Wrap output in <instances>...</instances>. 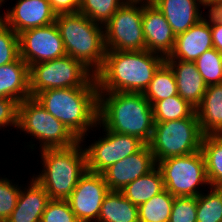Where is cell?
Segmentation results:
<instances>
[{
    "label": "cell",
    "instance_id": "17",
    "mask_svg": "<svg viewBox=\"0 0 222 222\" xmlns=\"http://www.w3.org/2000/svg\"><path fill=\"white\" fill-rule=\"evenodd\" d=\"M211 48L213 44L210 25L200 20L186 32L176 35L174 49L165 60L195 62Z\"/></svg>",
    "mask_w": 222,
    "mask_h": 222
},
{
    "label": "cell",
    "instance_id": "23",
    "mask_svg": "<svg viewBox=\"0 0 222 222\" xmlns=\"http://www.w3.org/2000/svg\"><path fill=\"white\" fill-rule=\"evenodd\" d=\"M97 222H139L138 206L121 191H109L103 199Z\"/></svg>",
    "mask_w": 222,
    "mask_h": 222
},
{
    "label": "cell",
    "instance_id": "35",
    "mask_svg": "<svg viewBox=\"0 0 222 222\" xmlns=\"http://www.w3.org/2000/svg\"><path fill=\"white\" fill-rule=\"evenodd\" d=\"M41 222H79L67 200L51 199L44 210Z\"/></svg>",
    "mask_w": 222,
    "mask_h": 222
},
{
    "label": "cell",
    "instance_id": "22",
    "mask_svg": "<svg viewBox=\"0 0 222 222\" xmlns=\"http://www.w3.org/2000/svg\"><path fill=\"white\" fill-rule=\"evenodd\" d=\"M196 114L204 136L222 135V83L207 86Z\"/></svg>",
    "mask_w": 222,
    "mask_h": 222
},
{
    "label": "cell",
    "instance_id": "1",
    "mask_svg": "<svg viewBox=\"0 0 222 222\" xmlns=\"http://www.w3.org/2000/svg\"><path fill=\"white\" fill-rule=\"evenodd\" d=\"M164 61L148 50L106 51L103 66L95 74L98 92L144 93Z\"/></svg>",
    "mask_w": 222,
    "mask_h": 222
},
{
    "label": "cell",
    "instance_id": "16",
    "mask_svg": "<svg viewBox=\"0 0 222 222\" xmlns=\"http://www.w3.org/2000/svg\"><path fill=\"white\" fill-rule=\"evenodd\" d=\"M142 27L146 50L168 57L174 49L176 35L155 4L143 5Z\"/></svg>",
    "mask_w": 222,
    "mask_h": 222
},
{
    "label": "cell",
    "instance_id": "21",
    "mask_svg": "<svg viewBox=\"0 0 222 222\" xmlns=\"http://www.w3.org/2000/svg\"><path fill=\"white\" fill-rule=\"evenodd\" d=\"M0 97L14 99L18 103L31 97L29 66L21 57L0 66Z\"/></svg>",
    "mask_w": 222,
    "mask_h": 222
},
{
    "label": "cell",
    "instance_id": "8",
    "mask_svg": "<svg viewBox=\"0 0 222 222\" xmlns=\"http://www.w3.org/2000/svg\"><path fill=\"white\" fill-rule=\"evenodd\" d=\"M30 94L48 89L98 87L95 75L69 55L29 67Z\"/></svg>",
    "mask_w": 222,
    "mask_h": 222
},
{
    "label": "cell",
    "instance_id": "27",
    "mask_svg": "<svg viewBox=\"0 0 222 222\" xmlns=\"http://www.w3.org/2000/svg\"><path fill=\"white\" fill-rule=\"evenodd\" d=\"M174 196L166 189L138 206L139 222H169Z\"/></svg>",
    "mask_w": 222,
    "mask_h": 222
},
{
    "label": "cell",
    "instance_id": "28",
    "mask_svg": "<svg viewBox=\"0 0 222 222\" xmlns=\"http://www.w3.org/2000/svg\"><path fill=\"white\" fill-rule=\"evenodd\" d=\"M154 123L191 117L196 109L179 95L157 101L152 105Z\"/></svg>",
    "mask_w": 222,
    "mask_h": 222
},
{
    "label": "cell",
    "instance_id": "37",
    "mask_svg": "<svg viewBox=\"0 0 222 222\" xmlns=\"http://www.w3.org/2000/svg\"><path fill=\"white\" fill-rule=\"evenodd\" d=\"M201 7H203L201 9V21H204L210 26L222 23V0L201 2ZM204 10H207V12H204ZM202 12H204V14Z\"/></svg>",
    "mask_w": 222,
    "mask_h": 222
},
{
    "label": "cell",
    "instance_id": "2",
    "mask_svg": "<svg viewBox=\"0 0 222 222\" xmlns=\"http://www.w3.org/2000/svg\"><path fill=\"white\" fill-rule=\"evenodd\" d=\"M98 122L148 145L154 129L152 105L143 93L98 92Z\"/></svg>",
    "mask_w": 222,
    "mask_h": 222
},
{
    "label": "cell",
    "instance_id": "15",
    "mask_svg": "<svg viewBox=\"0 0 222 222\" xmlns=\"http://www.w3.org/2000/svg\"><path fill=\"white\" fill-rule=\"evenodd\" d=\"M156 166L149 145L111 165L101 174L109 191H122L129 183L147 174Z\"/></svg>",
    "mask_w": 222,
    "mask_h": 222
},
{
    "label": "cell",
    "instance_id": "9",
    "mask_svg": "<svg viewBox=\"0 0 222 222\" xmlns=\"http://www.w3.org/2000/svg\"><path fill=\"white\" fill-rule=\"evenodd\" d=\"M156 166L162 174L165 189L174 197H198L206 191V186L210 187L201 150L167 158Z\"/></svg>",
    "mask_w": 222,
    "mask_h": 222
},
{
    "label": "cell",
    "instance_id": "12",
    "mask_svg": "<svg viewBox=\"0 0 222 222\" xmlns=\"http://www.w3.org/2000/svg\"><path fill=\"white\" fill-rule=\"evenodd\" d=\"M20 57L30 67L66 55L56 23L25 30L19 34Z\"/></svg>",
    "mask_w": 222,
    "mask_h": 222
},
{
    "label": "cell",
    "instance_id": "34",
    "mask_svg": "<svg viewBox=\"0 0 222 222\" xmlns=\"http://www.w3.org/2000/svg\"><path fill=\"white\" fill-rule=\"evenodd\" d=\"M197 197H175L169 222H197Z\"/></svg>",
    "mask_w": 222,
    "mask_h": 222
},
{
    "label": "cell",
    "instance_id": "4",
    "mask_svg": "<svg viewBox=\"0 0 222 222\" xmlns=\"http://www.w3.org/2000/svg\"><path fill=\"white\" fill-rule=\"evenodd\" d=\"M39 152L42 170L30 176L45 188L50 199L66 200L87 172L82 142L68 148L44 149Z\"/></svg>",
    "mask_w": 222,
    "mask_h": 222
},
{
    "label": "cell",
    "instance_id": "19",
    "mask_svg": "<svg viewBox=\"0 0 222 222\" xmlns=\"http://www.w3.org/2000/svg\"><path fill=\"white\" fill-rule=\"evenodd\" d=\"M171 67L177 85V93L195 109L199 106L207 89L195 62L165 60Z\"/></svg>",
    "mask_w": 222,
    "mask_h": 222
},
{
    "label": "cell",
    "instance_id": "40",
    "mask_svg": "<svg viewBox=\"0 0 222 222\" xmlns=\"http://www.w3.org/2000/svg\"><path fill=\"white\" fill-rule=\"evenodd\" d=\"M156 1L157 0H126V2L129 3L143 4V5L155 4Z\"/></svg>",
    "mask_w": 222,
    "mask_h": 222
},
{
    "label": "cell",
    "instance_id": "31",
    "mask_svg": "<svg viewBox=\"0 0 222 222\" xmlns=\"http://www.w3.org/2000/svg\"><path fill=\"white\" fill-rule=\"evenodd\" d=\"M195 64L207 86L222 83V53L215 48L205 51Z\"/></svg>",
    "mask_w": 222,
    "mask_h": 222
},
{
    "label": "cell",
    "instance_id": "33",
    "mask_svg": "<svg viewBox=\"0 0 222 222\" xmlns=\"http://www.w3.org/2000/svg\"><path fill=\"white\" fill-rule=\"evenodd\" d=\"M20 57L19 35L0 19V66Z\"/></svg>",
    "mask_w": 222,
    "mask_h": 222
},
{
    "label": "cell",
    "instance_id": "42",
    "mask_svg": "<svg viewBox=\"0 0 222 222\" xmlns=\"http://www.w3.org/2000/svg\"><path fill=\"white\" fill-rule=\"evenodd\" d=\"M213 1H221V0H200V2H213Z\"/></svg>",
    "mask_w": 222,
    "mask_h": 222
},
{
    "label": "cell",
    "instance_id": "11",
    "mask_svg": "<svg viewBox=\"0 0 222 222\" xmlns=\"http://www.w3.org/2000/svg\"><path fill=\"white\" fill-rule=\"evenodd\" d=\"M101 128L102 137L92 140L91 143L87 142L89 145L82 143L86 154L87 171L101 174L111 165L138 152L145 145L137 137L107 130L99 122L94 130L100 131Z\"/></svg>",
    "mask_w": 222,
    "mask_h": 222
},
{
    "label": "cell",
    "instance_id": "13",
    "mask_svg": "<svg viewBox=\"0 0 222 222\" xmlns=\"http://www.w3.org/2000/svg\"><path fill=\"white\" fill-rule=\"evenodd\" d=\"M108 192L103 175L87 171L66 200L79 222H97Z\"/></svg>",
    "mask_w": 222,
    "mask_h": 222
},
{
    "label": "cell",
    "instance_id": "24",
    "mask_svg": "<svg viewBox=\"0 0 222 222\" xmlns=\"http://www.w3.org/2000/svg\"><path fill=\"white\" fill-rule=\"evenodd\" d=\"M164 189L162 174L155 166L147 174L129 183L121 192L131 203L139 206Z\"/></svg>",
    "mask_w": 222,
    "mask_h": 222
},
{
    "label": "cell",
    "instance_id": "14",
    "mask_svg": "<svg viewBox=\"0 0 222 222\" xmlns=\"http://www.w3.org/2000/svg\"><path fill=\"white\" fill-rule=\"evenodd\" d=\"M0 13V19L18 35L28 29L52 24L57 16L48 0H16L12 7Z\"/></svg>",
    "mask_w": 222,
    "mask_h": 222
},
{
    "label": "cell",
    "instance_id": "36",
    "mask_svg": "<svg viewBox=\"0 0 222 222\" xmlns=\"http://www.w3.org/2000/svg\"><path fill=\"white\" fill-rule=\"evenodd\" d=\"M18 102L14 99L0 97V129L4 132L5 128L13 127L17 129Z\"/></svg>",
    "mask_w": 222,
    "mask_h": 222
},
{
    "label": "cell",
    "instance_id": "26",
    "mask_svg": "<svg viewBox=\"0 0 222 222\" xmlns=\"http://www.w3.org/2000/svg\"><path fill=\"white\" fill-rule=\"evenodd\" d=\"M143 95L151 105L157 101L178 95L174 73L165 61L154 73L153 78Z\"/></svg>",
    "mask_w": 222,
    "mask_h": 222
},
{
    "label": "cell",
    "instance_id": "10",
    "mask_svg": "<svg viewBox=\"0 0 222 222\" xmlns=\"http://www.w3.org/2000/svg\"><path fill=\"white\" fill-rule=\"evenodd\" d=\"M143 4L125 2L104 25L106 51L146 50L142 27Z\"/></svg>",
    "mask_w": 222,
    "mask_h": 222
},
{
    "label": "cell",
    "instance_id": "32",
    "mask_svg": "<svg viewBox=\"0 0 222 222\" xmlns=\"http://www.w3.org/2000/svg\"><path fill=\"white\" fill-rule=\"evenodd\" d=\"M0 174V222H6L12 211L15 209L20 194L21 186L18 180L9 179Z\"/></svg>",
    "mask_w": 222,
    "mask_h": 222
},
{
    "label": "cell",
    "instance_id": "25",
    "mask_svg": "<svg viewBox=\"0 0 222 222\" xmlns=\"http://www.w3.org/2000/svg\"><path fill=\"white\" fill-rule=\"evenodd\" d=\"M201 151L205 159L206 175L210 187L222 186V135H205Z\"/></svg>",
    "mask_w": 222,
    "mask_h": 222
},
{
    "label": "cell",
    "instance_id": "18",
    "mask_svg": "<svg viewBox=\"0 0 222 222\" xmlns=\"http://www.w3.org/2000/svg\"><path fill=\"white\" fill-rule=\"evenodd\" d=\"M21 186L17 205L6 222H41L42 214L51 200L45 188L32 176Z\"/></svg>",
    "mask_w": 222,
    "mask_h": 222
},
{
    "label": "cell",
    "instance_id": "41",
    "mask_svg": "<svg viewBox=\"0 0 222 222\" xmlns=\"http://www.w3.org/2000/svg\"><path fill=\"white\" fill-rule=\"evenodd\" d=\"M7 1H9V0H0V11H2L1 9L3 8L5 2H7Z\"/></svg>",
    "mask_w": 222,
    "mask_h": 222
},
{
    "label": "cell",
    "instance_id": "39",
    "mask_svg": "<svg viewBox=\"0 0 222 222\" xmlns=\"http://www.w3.org/2000/svg\"><path fill=\"white\" fill-rule=\"evenodd\" d=\"M213 48L222 53V23L210 26Z\"/></svg>",
    "mask_w": 222,
    "mask_h": 222
},
{
    "label": "cell",
    "instance_id": "3",
    "mask_svg": "<svg viewBox=\"0 0 222 222\" xmlns=\"http://www.w3.org/2000/svg\"><path fill=\"white\" fill-rule=\"evenodd\" d=\"M34 98L82 143L87 142L89 133L94 134L98 122V87L48 89Z\"/></svg>",
    "mask_w": 222,
    "mask_h": 222
},
{
    "label": "cell",
    "instance_id": "38",
    "mask_svg": "<svg viewBox=\"0 0 222 222\" xmlns=\"http://www.w3.org/2000/svg\"><path fill=\"white\" fill-rule=\"evenodd\" d=\"M56 15L76 13L79 10L81 0H48Z\"/></svg>",
    "mask_w": 222,
    "mask_h": 222
},
{
    "label": "cell",
    "instance_id": "29",
    "mask_svg": "<svg viewBox=\"0 0 222 222\" xmlns=\"http://www.w3.org/2000/svg\"><path fill=\"white\" fill-rule=\"evenodd\" d=\"M208 189L197 197L196 221L222 222V190L220 187Z\"/></svg>",
    "mask_w": 222,
    "mask_h": 222
},
{
    "label": "cell",
    "instance_id": "7",
    "mask_svg": "<svg viewBox=\"0 0 222 222\" xmlns=\"http://www.w3.org/2000/svg\"><path fill=\"white\" fill-rule=\"evenodd\" d=\"M203 134L196 112L187 118L154 123L149 147L155 163L201 150Z\"/></svg>",
    "mask_w": 222,
    "mask_h": 222
},
{
    "label": "cell",
    "instance_id": "30",
    "mask_svg": "<svg viewBox=\"0 0 222 222\" xmlns=\"http://www.w3.org/2000/svg\"><path fill=\"white\" fill-rule=\"evenodd\" d=\"M126 0H81L78 12L105 25Z\"/></svg>",
    "mask_w": 222,
    "mask_h": 222
},
{
    "label": "cell",
    "instance_id": "5",
    "mask_svg": "<svg viewBox=\"0 0 222 222\" xmlns=\"http://www.w3.org/2000/svg\"><path fill=\"white\" fill-rule=\"evenodd\" d=\"M55 23L66 55L80 61L95 75L103 66L106 55L104 26L80 12L59 14Z\"/></svg>",
    "mask_w": 222,
    "mask_h": 222
},
{
    "label": "cell",
    "instance_id": "20",
    "mask_svg": "<svg viewBox=\"0 0 222 222\" xmlns=\"http://www.w3.org/2000/svg\"><path fill=\"white\" fill-rule=\"evenodd\" d=\"M155 6L165 16L175 35L186 32L201 20L200 0H157Z\"/></svg>",
    "mask_w": 222,
    "mask_h": 222
},
{
    "label": "cell",
    "instance_id": "6",
    "mask_svg": "<svg viewBox=\"0 0 222 222\" xmlns=\"http://www.w3.org/2000/svg\"><path fill=\"white\" fill-rule=\"evenodd\" d=\"M17 134L31 136L25 141L24 150L68 148L80 140L58 119L42 107L34 97L18 104ZM34 141H33V140ZM35 142L37 144H35ZM39 144V146H38ZM37 146V147H36ZM40 147V148H39ZM26 148V149H25Z\"/></svg>",
    "mask_w": 222,
    "mask_h": 222
}]
</instances>
